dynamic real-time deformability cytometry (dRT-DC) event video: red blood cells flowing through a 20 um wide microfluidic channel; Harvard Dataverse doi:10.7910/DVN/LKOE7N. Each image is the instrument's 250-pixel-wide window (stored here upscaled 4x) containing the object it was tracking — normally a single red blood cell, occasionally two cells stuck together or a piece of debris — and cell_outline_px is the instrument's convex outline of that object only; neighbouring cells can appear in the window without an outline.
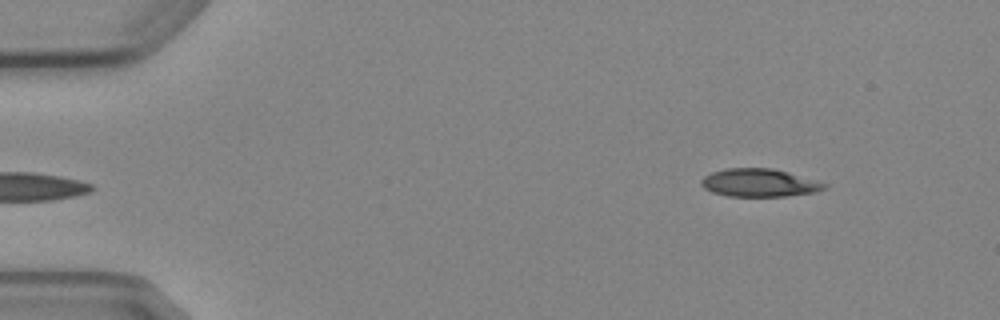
{"species": "Egyptian fruit bat (a non-hibernating species)", "species_latin": "Rousettus aegyptiacus", "temperature_condition": "cold", "stored_images_in_passage": 4, "segment_of_instrument_passage": [2, 2], "camera_frame_rate_fps": 3000, "um_per_image_px": 0.085, "animal": {"sex": "female"}, "frame": {"image": 1, "passage_image": 4, "time_ms": 3.333, "image_size_px": [1000, 320], "cell_outline_px": [[828, 188], [816, 192], [784, 196], [728, 196], [712, 192], [704, 188], [700, 184], [700, 180], [704, 176], [712, 172], [724, 168], [772, 168], [788, 172], [828, 184]], "centroid_in_image_um": [64.52, 15.53], "position_along_channel_um": 20.5, "area_um2": 20.11}}